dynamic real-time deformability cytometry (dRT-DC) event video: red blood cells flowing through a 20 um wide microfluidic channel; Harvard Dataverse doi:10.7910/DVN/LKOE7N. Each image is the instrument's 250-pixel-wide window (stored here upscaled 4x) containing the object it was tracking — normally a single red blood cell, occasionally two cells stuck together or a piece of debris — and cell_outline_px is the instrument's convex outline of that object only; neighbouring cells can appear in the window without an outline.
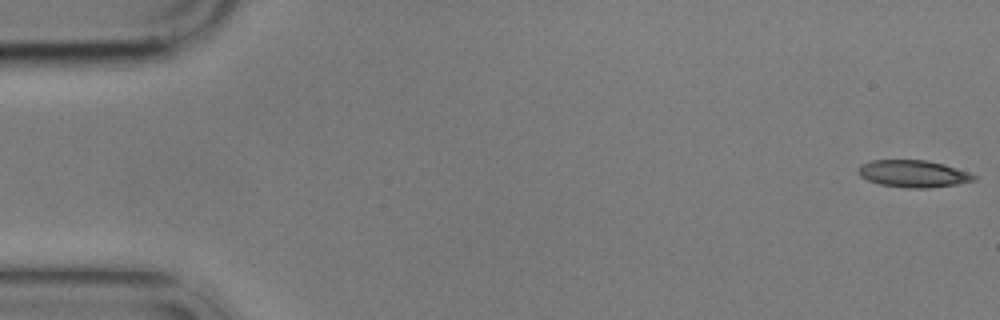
{"species": "common noctule bat (a hibernating species)", "species_latin": "Nyctalus noctula", "temperature_condition": "cold", "stored_images_in_passage": 5, "camera_frame_rate_fps": 3000, "um_per_image_px": 0.085, "animal": {"sex": "male", "body_mass_g": 17.9}, "frame": {"image": 1, "passage_image": 1, "time_ms": 0.0, "image_size_px": [1000, 320], "cell_outline_px": [[976, 180], [956, 184], [928, 188], [908, 188], [880, 184], [868, 180], [860, 176], [860, 164], [872, 160], [928, 160], [944, 164], [968, 172], [976, 176]], "centroid_in_image_um": [77.64, 14.76], "position_along_channel_um": 7.4, "area_um2": 18.09}}
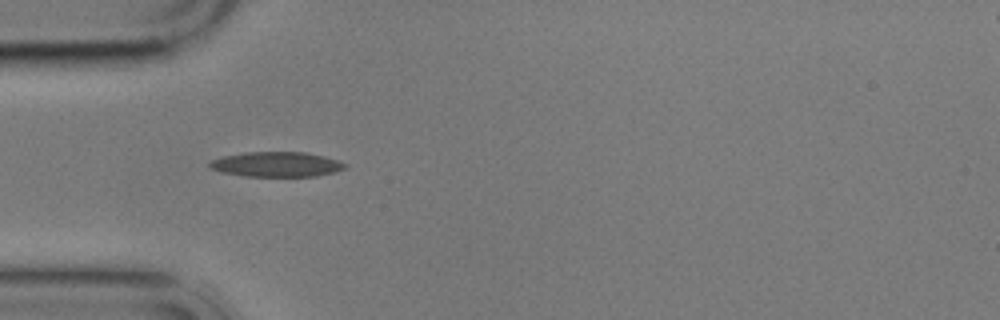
{"frame": {"image": 2, "passage_image": 4, "time_ms": 5.333, "image_size_px": [1000, 320], "cell_outline_px": [[348, 168], [336, 172], [316, 176], [244, 176], [220, 172], [208, 168], [208, 164], [212, 160], [220, 156], [244, 152], [308, 152], [340, 160], [348, 164]], "centroid_in_image_um": [23.53, 13.96], "position_along_channel_um": 61.5, "area_um2": 20.11}}
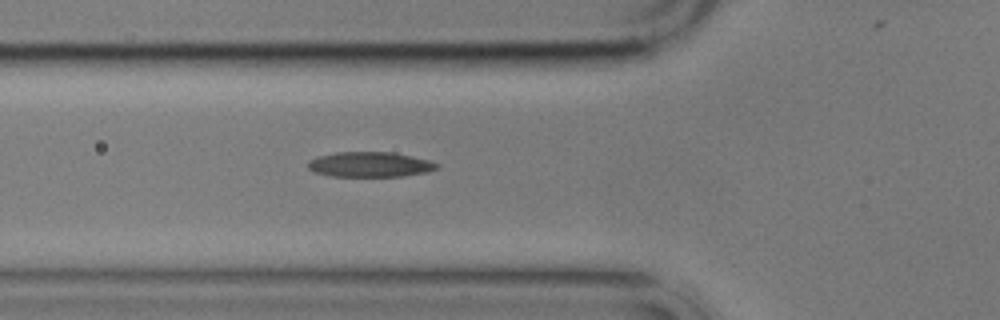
{"frame": {"image": 3, "passage_image": 5, "time_ms": 6.333, "image_size_px": [1000, 320], "cell_outline_px": [[440, 168], [428, 172], [404, 176], [332, 176], [316, 172], [308, 168], [308, 160], [316, 156], [336, 152], [392, 152], [412, 156], [428, 160], [440, 164]], "centroid_in_image_um": [31.47, 13.97], "position_along_channel_um": 94.3, "area_um2": 18.96}}